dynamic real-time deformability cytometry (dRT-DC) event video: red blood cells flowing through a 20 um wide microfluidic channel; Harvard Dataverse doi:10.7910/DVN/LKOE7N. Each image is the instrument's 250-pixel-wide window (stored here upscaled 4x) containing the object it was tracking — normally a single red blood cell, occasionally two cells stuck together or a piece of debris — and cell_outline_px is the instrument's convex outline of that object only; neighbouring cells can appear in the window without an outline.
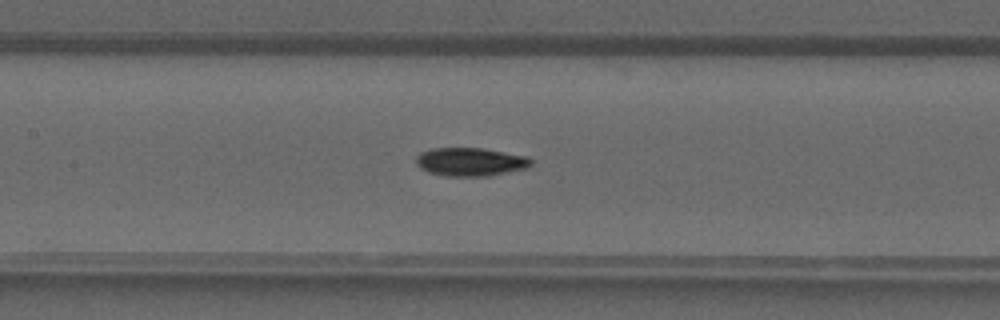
{"species": "common noctule bat (a hibernating species)", "species_latin": "Nyctalus noctula", "temperature_condition": "warm", "stored_images_in_passage": 41, "camera_frame_rate_fps": 3000, "um_per_image_px": 0.085, "animal": {"sex": "male", "forearm_length_mm": 52.5}, "frame": {"image": 1, "passage_image": 20, "time_ms": 6.333, "image_size_px": [1000, 320], "cell_outline_px": [[532, 164], [528, 168], [488, 176], [448, 176], [428, 172], [420, 168], [416, 164], [416, 156], [420, 152], [432, 148], [480, 148], [528, 156], [532, 160]], "centroid_in_image_um": [39.98, 13.76], "position_along_channel_um": 167.4, "area_um2": 19.07}}
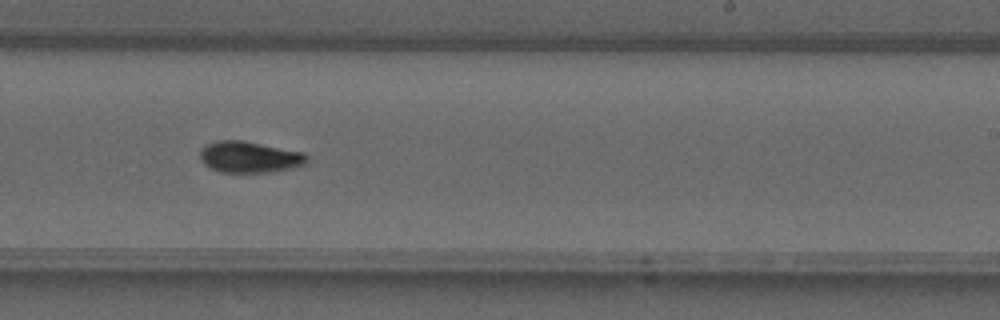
{"frame": {"image": 2, "passage_image": 26, "time_ms": 8.333, "image_size_px": [1000, 320], "cell_outline_px": [[308, 164], [292, 168], [272, 172], [220, 172], [204, 164], [200, 160], [200, 148], [216, 140], [244, 140], [304, 152], [308, 156]], "centroid_in_image_um": [21.24, 13.34], "position_along_channel_um": 267.8, "area_um2": 19.77}}
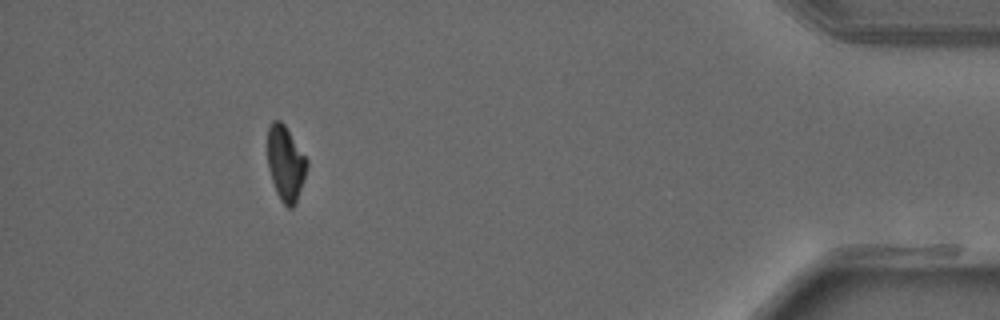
{"frame": {"image": 3, "passage_image": 38, "time_ms": 12.333, "image_size_px": [1000, 320], "cell_outline_px": [[308, 164], [296, 204], [292, 208], [288, 208], [280, 200], [276, 192], [268, 168], [268, 128], [272, 120], [280, 120], [284, 124], [308, 160]], "centroid_in_image_um": [24.27, 13.89], "position_along_channel_um": 410.9, "area_um2": 17.11}}